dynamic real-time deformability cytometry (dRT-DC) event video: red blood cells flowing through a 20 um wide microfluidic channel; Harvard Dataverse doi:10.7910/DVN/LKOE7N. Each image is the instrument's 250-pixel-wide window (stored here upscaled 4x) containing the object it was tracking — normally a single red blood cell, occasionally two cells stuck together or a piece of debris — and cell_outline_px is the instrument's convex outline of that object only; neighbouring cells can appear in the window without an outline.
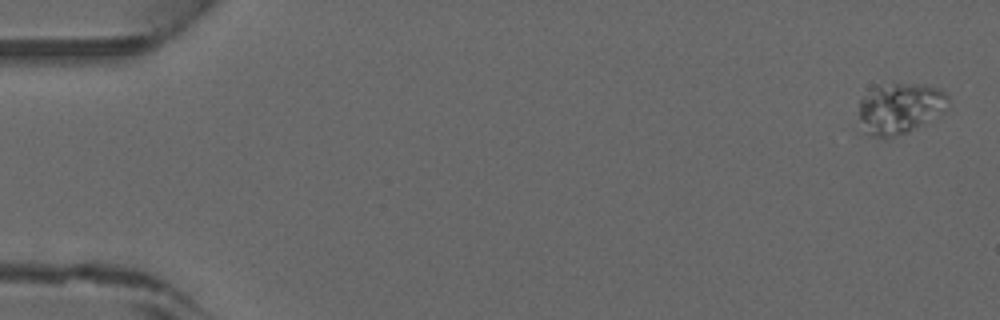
{"species": "common noctule bat (a hibernating species)", "species_latin": "Nyctalus noctula", "temperature_condition": "warm", "stored_images_in_passage": 46, "camera_frame_rate_fps": 3000, "um_per_image_px": 0.085, "animal": {"sex": "male", "forearm_length_mm": 52.5}, "frame": {"image": 1, "passage_image": 1, "time_ms": 0.0, "image_size_px": [1000, 320], "cell_outline_px": [[948, 100], [944, 112], [908, 132], [884, 140], [856, 132], [860, 100], [876, 88], [892, 84], [924, 84], [940, 88], [948, 96]], "centroid_in_image_um": [76.42, 9.29], "position_along_channel_um": 8.6, "area_um2": 27.05}}
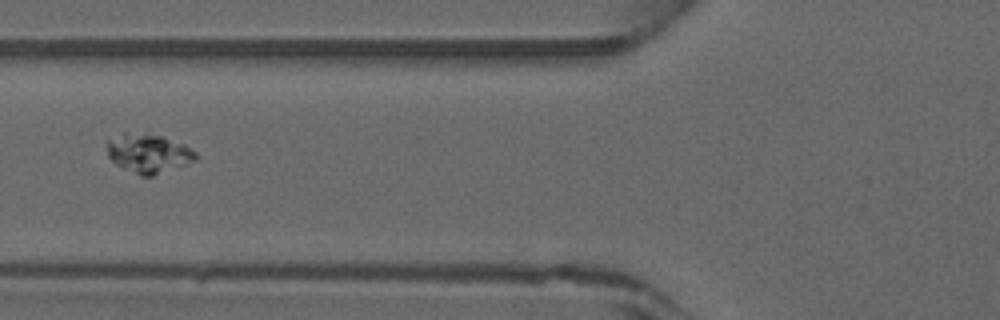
{"frame": {"image": 2, "passage_image": 18, "time_ms": 5.667, "image_size_px": [1000, 320], "cell_outline_px": [[200, 156], [196, 160], [152, 176], [140, 176], [116, 164], [108, 156], [108, 140], [124, 132], [148, 128], [184, 144], [196, 152]], "centroid_in_image_um": [12.64, 12.95], "position_along_channel_um": 113.2, "area_um2": 21.04}}
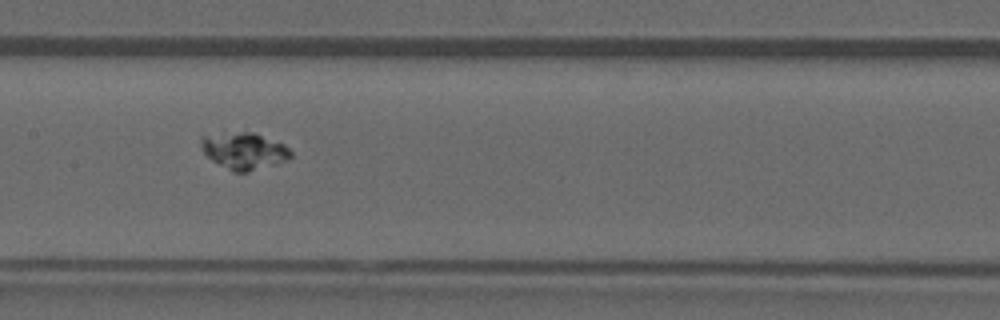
{"frame": {"image": 3, "passage_image": 23, "time_ms": 7.333, "image_size_px": [1000, 320], "cell_outline_px": [[292, 156], [288, 160], [276, 164], [248, 172], [232, 172], [212, 160], [204, 152], [200, 144], [200, 140], [204, 136], [224, 132], [256, 132], [284, 144], [292, 152]], "centroid_in_image_um": [20.77, 12.82], "position_along_channel_um": 186.6, "area_um2": 19.42}}